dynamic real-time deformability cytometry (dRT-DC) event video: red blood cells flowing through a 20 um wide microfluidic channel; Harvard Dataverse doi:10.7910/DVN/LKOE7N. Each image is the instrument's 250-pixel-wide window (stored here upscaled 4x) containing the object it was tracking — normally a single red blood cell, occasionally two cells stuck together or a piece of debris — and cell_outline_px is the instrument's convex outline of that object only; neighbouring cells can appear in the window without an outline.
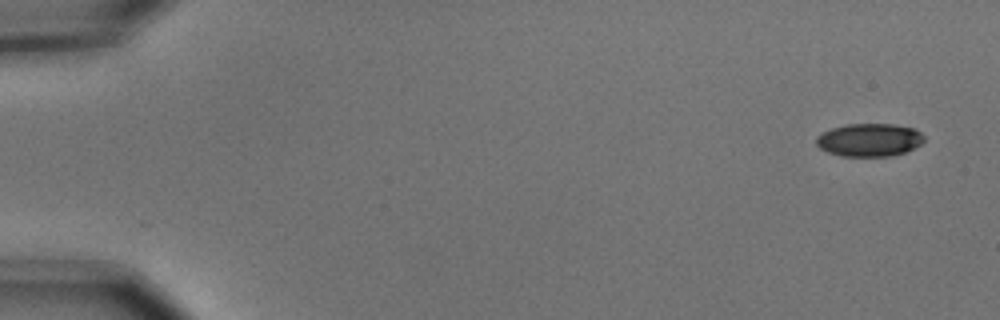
{"species": "common noctule bat (a hibernating species)", "species_latin": "Nyctalus noctula", "temperature_condition": "cold", "stored_images_in_passage": 5, "camera_frame_rate_fps": 3000, "um_per_image_px": 0.085, "animal": {"sex": "male", "body_mass_g": 15.6}, "frame": {"image": 1, "passage_image": 1, "time_ms": 0.0, "image_size_px": [1000, 320], "cell_outline_px": [[924, 140], [920, 144], [904, 152], [892, 156], [840, 156], [828, 152], [820, 148], [816, 144], [816, 136], [832, 128], [844, 124], [892, 124], [912, 128], [920, 132], [924, 136]], "centroid_in_image_um": [73.87, 11.89], "position_along_channel_um": 11.1, "area_um2": 20.63}}
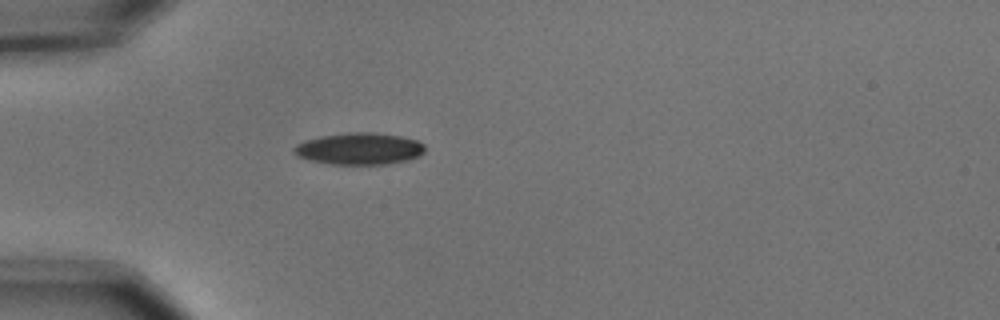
{"frame": {"image": 2, "passage_image": 5, "time_ms": 1.333, "image_size_px": [1000, 320], "cell_outline_px": [[424, 152], [420, 156], [408, 160], [388, 164], [332, 164], [308, 160], [296, 156], [292, 152], [292, 148], [296, 144], [304, 140], [320, 136], [348, 132], [372, 132], [400, 136], [416, 140], [424, 144]], "centroid_in_image_um": [30.5, 12.64], "position_along_channel_um": 54.5, "area_um2": 24.51}}